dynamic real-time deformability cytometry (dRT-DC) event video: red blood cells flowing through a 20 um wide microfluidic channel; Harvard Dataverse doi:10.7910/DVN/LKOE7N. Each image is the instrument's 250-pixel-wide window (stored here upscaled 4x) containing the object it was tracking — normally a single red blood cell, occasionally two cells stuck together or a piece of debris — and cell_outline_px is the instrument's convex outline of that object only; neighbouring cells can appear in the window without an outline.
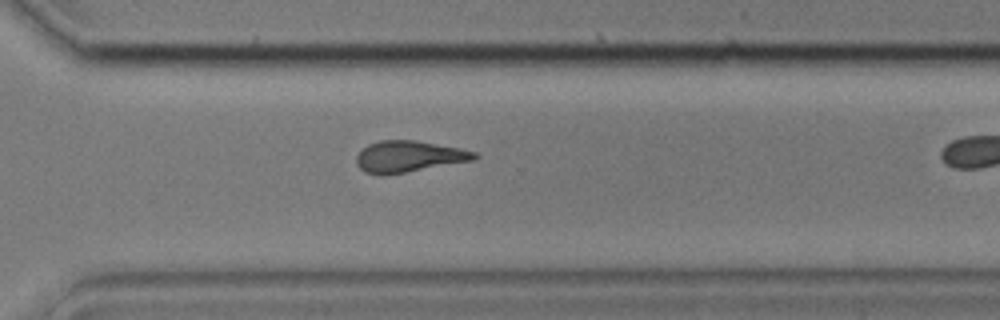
{"species": "common noctule bat (a hibernating species)", "species_latin": "Nyctalus noctula", "temperature_condition": "cold", "stored_images_in_passage": 27, "camera_frame_rate_fps": 3000, "um_per_image_px": 0.085, "animal": {"sex": "male", "body_mass_g": 17.9, "forearm_length_mm": 54.2}, "frame": {"image": 1, "passage_image": 23, "time_ms": 7.333, "image_size_px": [1000, 320], "cell_outline_px": [[480, 156], [476, 160], [404, 172], [364, 172], [356, 164], [356, 156], [368, 144], [380, 140], [416, 140], [460, 148], [476, 152]], "centroid_in_image_um": [34.82, 13.26], "position_along_channel_um": 335.8, "area_um2": 21.04}}